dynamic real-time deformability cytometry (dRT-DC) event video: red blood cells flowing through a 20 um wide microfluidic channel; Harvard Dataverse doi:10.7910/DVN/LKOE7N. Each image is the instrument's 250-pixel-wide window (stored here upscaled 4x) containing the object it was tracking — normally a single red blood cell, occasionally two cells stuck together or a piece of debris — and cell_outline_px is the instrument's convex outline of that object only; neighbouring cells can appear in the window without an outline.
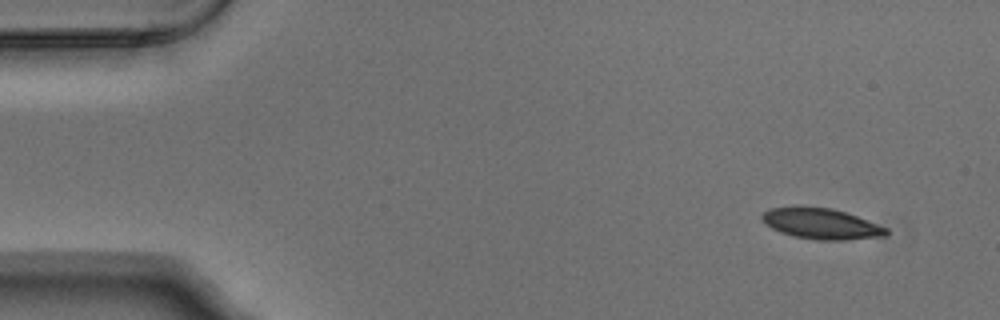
{"species": "Egyptian fruit bat (a non-hibernating species)", "species_latin": "Rousettus aegyptiacus", "temperature_condition": "warm", "stored_images_in_passage": 3, "camera_frame_rate_fps": 3000, "um_per_image_px": 0.085, "animal": {"sex": "male"}, "frame": {"image": 1, "passage_image": 1, "time_ms": 0.0, "image_size_px": [1000, 320], "cell_outline_px": [[888, 236], [844, 240], [820, 240], [792, 236], [780, 232], [772, 228], [760, 220], [760, 216], [768, 208], [800, 204], [804, 204], [832, 208], [856, 216], [888, 228]], "centroid_in_image_um": [69.74, 18.98], "position_along_channel_um": 15.3, "area_um2": 22.89}}
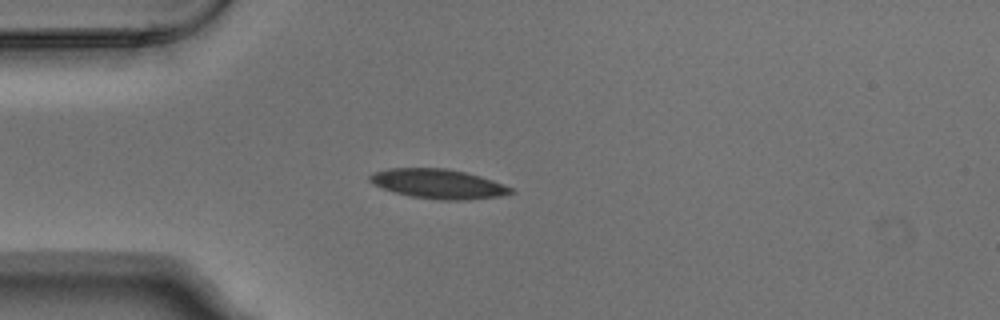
{"frame": {"image": 2, "passage_image": 3, "time_ms": 0.667, "image_size_px": [1000, 320], "cell_outline_px": [[516, 192], [500, 196], [468, 200], [440, 200], [412, 196], [396, 192], [372, 184], [368, 180], [368, 176], [372, 172], [388, 168], [444, 168], [464, 172], [480, 176], [492, 180], [512, 188]], "centroid_in_image_um": [37.23, 15.62], "position_along_channel_um": 47.8, "area_um2": 24.16}}